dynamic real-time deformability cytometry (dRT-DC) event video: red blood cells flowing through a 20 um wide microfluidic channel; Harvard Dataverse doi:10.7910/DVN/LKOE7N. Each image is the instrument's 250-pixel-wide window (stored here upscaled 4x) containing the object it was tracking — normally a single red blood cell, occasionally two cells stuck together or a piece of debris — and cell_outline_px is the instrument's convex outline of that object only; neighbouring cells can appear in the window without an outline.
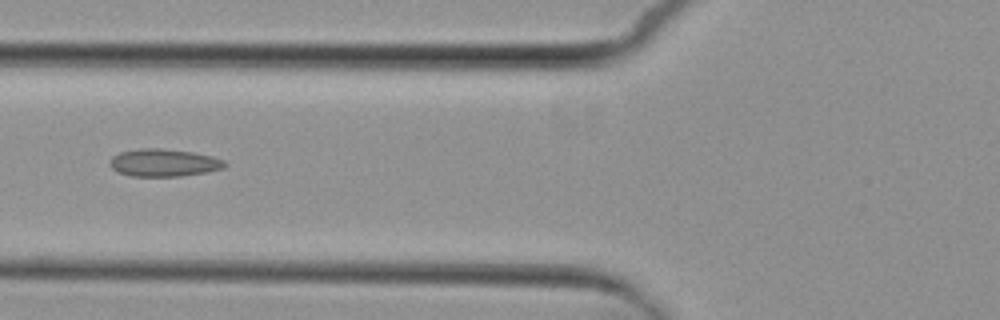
{"species": "common noctule bat (a hibernating species)", "species_latin": "Nyctalus noctula", "temperature_condition": "cold", "stored_images_in_passage": 6, "camera_frame_rate_fps": 3000, "um_per_image_px": 0.085, "animal": {"sex": "female", "body_mass_g": 29.2, "forearm_length_mm": 56.3}, "frame": {"image": 1, "passage_image": 6, "time_ms": 6.0, "image_size_px": [1000, 320], "cell_outline_px": [[228, 164], [224, 168], [208, 172], [180, 176], [132, 176], [116, 172], [108, 164], [108, 160], [112, 156], [120, 152], [140, 148], [164, 148], [192, 152], [212, 156], [224, 160]], "centroid_in_image_um": [13.9, 13.83], "position_along_channel_um": 111.9, "area_um2": 18.73}}